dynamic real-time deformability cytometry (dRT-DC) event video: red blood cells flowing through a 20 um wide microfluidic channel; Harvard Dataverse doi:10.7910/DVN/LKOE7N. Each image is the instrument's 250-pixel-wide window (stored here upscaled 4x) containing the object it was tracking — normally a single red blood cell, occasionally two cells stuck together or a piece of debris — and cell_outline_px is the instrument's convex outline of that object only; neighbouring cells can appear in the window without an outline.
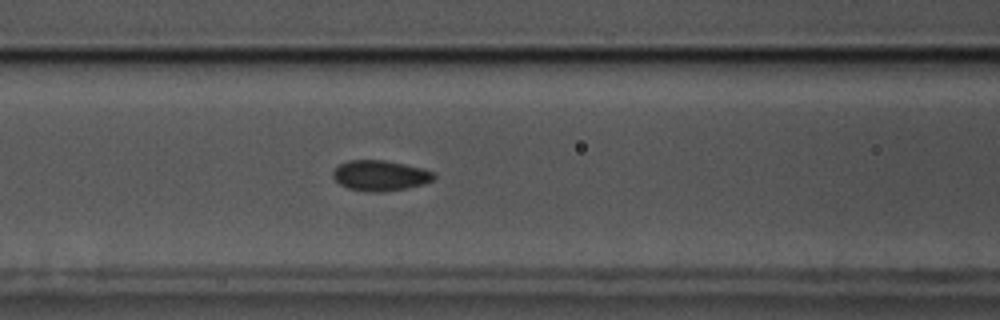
{"species": "common noctule bat (a hibernating species)", "species_latin": "Nyctalus noctula", "temperature_condition": "cold", "stored_images_in_passage": 57, "camera_frame_rate_fps": 3000, "um_per_image_px": 0.085, "animal": {"sex": "male", "body_mass_g": 17.5, "forearm_length_mm": 52.3}, "frame": {"image": 1, "passage_image": 24, "time_ms": 7.667, "image_size_px": [1000, 320], "cell_outline_px": [[436, 176], [432, 180], [424, 184], [408, 188], [384, 192], [372, 192], [348, 188], [340, 184], [332, 176], [332, 172], [340, 164], [348, 160], [384, 160], [404, 164], [420, 168], [432, 172]], "centroid_in_image_um": [32.3, 14.93], "position_along_channel_um": 134.3, "area_um2": 17.8}}
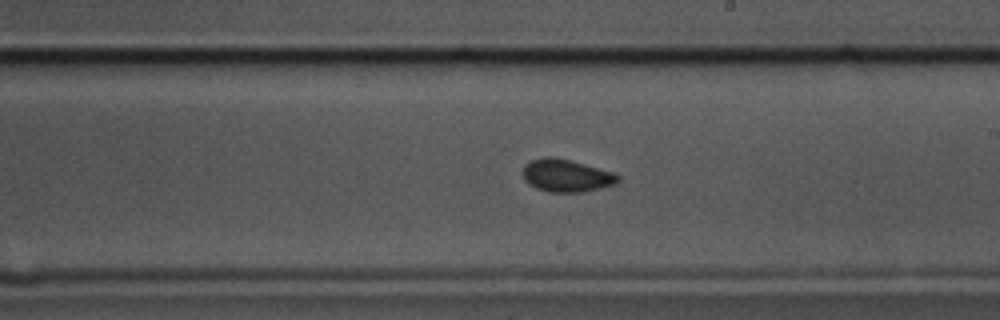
{"frame": {"image": 2, "passage_image": 33, "time_ms": 10.667, "image_size_px": [1000, 320], "cell_outline_px": [[620, 180], [616, 184], [584, 192], [548, 192], [536, 188], [528, 184], [524, 180], [524, 164], [532, 160], [544, 156], [552, 156], [584, 164], [612, 172], [620, 176]], "centroid_in_image_um": [48.13, 14.93], "position_along_channel_um": 240.9, "area_um2": 18.03}}
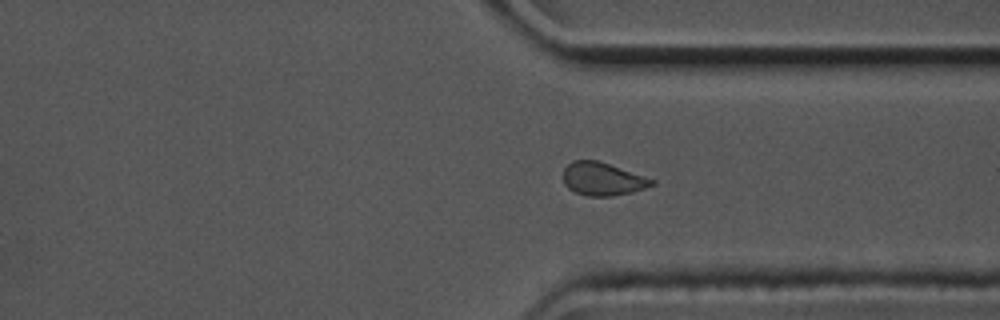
{"frame": {"image": 3, "passage_image": 43, "time_ms": 14.0, "image_size_px": [1000, 320], "cell_outline_px": [[656, 184], [632, 192], [612, 196], [588, 196], [576, 192], [568, 188], [564, 184], [564, 168], [572, 160], [596, 160], [656, 180]], "centroid_in_image_um": [51.22, 15.22], "position_along_channel_um": 360.2, "area_um2": 16.88}, "authors_computed_cell_mechanics": {"area_um2": 17.8024, "velocity_mm_per_s": 3.5715, "shape_relaxation_time_tau1_ms": 5.2425, "shape_relaxation_time_tau2_ms": 3.1204, "deformation_change_tau1": 0.0707, "deformation_change_tau2": 0.0665}}